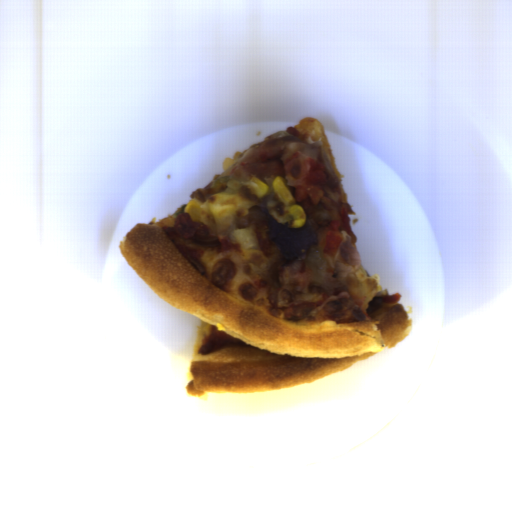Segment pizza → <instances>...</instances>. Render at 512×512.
Segmentation results:
<instances>
[{
  "label": "pizza",
  "mask_w": 512,
  "mask_h": 512,
  "mask_svg": "<svg viewBox=\"0 0 512 512\" xmlns=\"http://www.w3.org/2000/svg\"><path fill=\"white\" fill-rule=\"evenodd\" d=\"M272 136L234 153L221 163L222 173L215 179L234 176L243 185L239 192H223L225 184L210 187L212 182L196 189L191 201L199 203L202 215L193 222L202 223L208 240L217 239L215 247H204L195 260L203 273L184 257L166 233L173 227L176 213L157 224L137 223L121 239V254L164 302L189 313L200 323L191 359L192 380L186 392L193 397L207 393H261L275 389L313 384L319 379L351 367L404 340L412 322L406 309L395 303H383L373 313L361 311L364 320L353 315L349 322L336 320H289L282 307L270 302L268 277L252 278L251 265L284 264L293 271H312L309 285L328 295L348 294L347 278L358 266L346 263L341 255L349 236L343 237L334 256L323 254L327 226L318 229L317 244L303 254L286 259L278 250L265 255L256 245L244 249L234 236L238 219L247 217L252 206L267 209L273 220L290 225V207L296 205V188L286 185L293 199L284 202L273 188L277 176L256 175L244 168V161L255 155ZM257 177L269 186V191L257 197L249 185ZM233 197L235 208L226 216L212 214L207 201L215 194ZM228 260L234 275L217 287L212 281L216 263Z\"/></svg>",
  "instance_id": "dd6c1bee"
},
{
  "label": "pizza",
  "mask_w": 512,
  "mask_h": 512,
  "mask_svg": "<svg viewBox=\"0 0 512 512\" xmlns=\"http://www.w3.org/2000/svg\"><path fill=\"white\" fill-rule=\"evenodd\" d=\"M290 135L298 139V141L308 146H318L327 154L330 166L336 176L335 189L338 193L341 203L347 204L348 219L354 215V210L350 206L347 194L343 188L344 175H341L335 162L332 149L325 136L323 125L315 117H303L299 124L291 126L287 131Z\"/></svg>",
  "instance_id": "d2c48207"
},
{
  "label": "pizza",
  "mask_w": 512,
  "mask_h": 512,
  "mask_svg": "<svg viewBox=\"0 0 512 512\" xmlns=\"http://www.w3.org/2000/svg\"><path fill=\"white\" fill-rule=\"evenodd\" d=\"M386 296H391L388 293L387 289L386 290H381L378 293H376V295H375V297H381V298L386 297Z\"/></svg>",
  "instance_id": "a15fb73a"
}]
</instances>
